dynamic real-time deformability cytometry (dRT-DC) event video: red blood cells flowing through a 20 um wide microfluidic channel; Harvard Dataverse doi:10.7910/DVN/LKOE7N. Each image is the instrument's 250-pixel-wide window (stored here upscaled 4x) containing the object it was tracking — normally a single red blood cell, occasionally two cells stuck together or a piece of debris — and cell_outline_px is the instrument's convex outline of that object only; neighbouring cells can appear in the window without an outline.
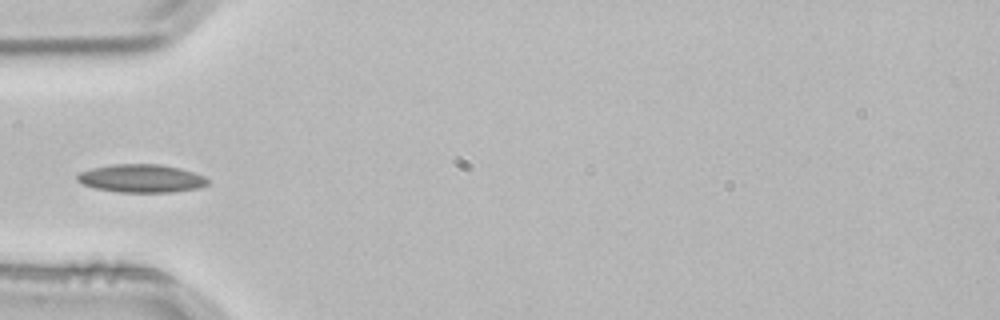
{"species": "common noctule bat (a hibernating species)", "species_latin": "Nyctalus noctula", "temperature_condition": "room temperature", "stored_images_in_passage": 2, "camera_frame_rate_fps": 3000, "um_per_image_px": 0.085, "animal": {"sex": "male", "body_mass_g": 21.5, "forearm_length_mm": 52.0}, "frame": {"image": 1, "passage_image": 2, "time_ms": 0.333, "image_size_px": [1000, 320], "cell_outline_px": [[208, 184], [196, 188], [172, 192], [120, 192], [96, 188], [84, 184], [76, 180], [76, 176], [80, 172], [92, 168], [112, 164], [160, 164], [180, 168], [204, 176], [208, 180]], "centroid_in_image_um": [12.0, 15.16], "position_along_channel_um": 73.0, "area_um2": 21.21}}